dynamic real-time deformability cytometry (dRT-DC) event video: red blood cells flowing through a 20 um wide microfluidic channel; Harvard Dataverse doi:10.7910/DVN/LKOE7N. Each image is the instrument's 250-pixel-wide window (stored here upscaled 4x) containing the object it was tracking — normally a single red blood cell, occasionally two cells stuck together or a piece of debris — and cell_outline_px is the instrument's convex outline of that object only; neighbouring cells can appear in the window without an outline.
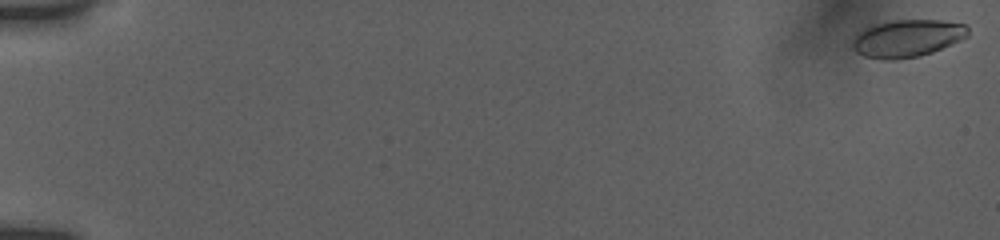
{"species": "human", "species_latin": "Homo sapiens", "temperature_condition": "room temperature", "stored_images_in_passage": 55, "camera_frame_rate_fps": 3000, "um_per_image_px": 0.085, "donor": {"sex": "female"}, "frame": {"image": 1, "passage_image": 1, "time_ms": 0.0, "image_size_px": [1000, 240], "cell_outline_px": [[968, 36], [960, 40], [932, 52], [920, 56], [892, 60], [884, 60], [864, 56], [856, 52], [852, 48], [852, 40], [864, 28], [876, 24], [892, 20], [940, 20], [968, 24]], "centroid_in_image_um": [77.12, 3.25], "position_along_channel_um": 7.9, "area_um2": 25.2}}
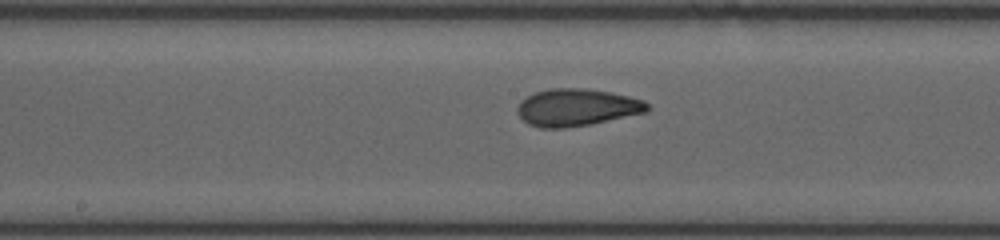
{"frame": {"image": 2, "passage_image": 31, "time_ms": 10.0, "image_size_px": [1000, 240], "cell_outline_px": [[648, 108], [644, 112], [592, 124], [564, 128], [540, 128], [528, 124], [516, 112], [516, 108], [520, 100], [536, 92], [548, 88], [588, 88], [612, 92], [644, 100], [648, 104]], "centroid_in_image_um": [48.98, 9.12], "position_along_channel_um": 199.2, "area_um2": 28.26}}
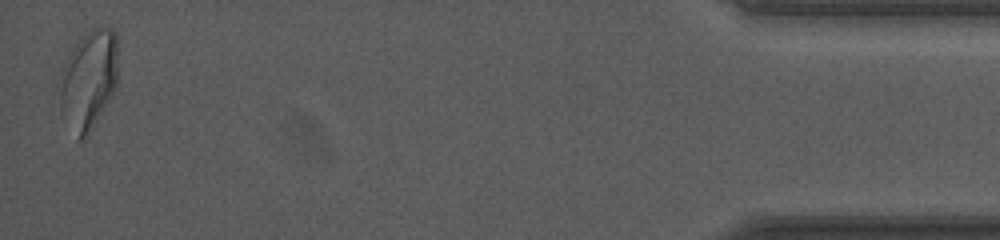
{"frame": {"image": 3, "passage_image": 55, "time_ms": 18.0, "image_size_px": [1000, 240], "cell_outline_px": [[116, 88], [88, 136], [80, 140], [76, 140], [60, 112], [56, 88], [56, 84], [60, 72], [72, 48], [92, 28], [112, 28], [116, 32]], "centroid_in_image_um": [7.46, 6.86], "position_along_channel_um": 427.7, "area_um2": 34.28}, "authors_computed_cell_mechanics": {"area_um2": 27.2238, "velocity_mm_per_s": 3.8451, "shape_relaxation_time_tau1_ms": 7.1091, "shape_relaxation_time_tau2_ms": 1.1701, "deformation_change_tau1": 0.2039, "deformation_change_tau2": 0.0692}}